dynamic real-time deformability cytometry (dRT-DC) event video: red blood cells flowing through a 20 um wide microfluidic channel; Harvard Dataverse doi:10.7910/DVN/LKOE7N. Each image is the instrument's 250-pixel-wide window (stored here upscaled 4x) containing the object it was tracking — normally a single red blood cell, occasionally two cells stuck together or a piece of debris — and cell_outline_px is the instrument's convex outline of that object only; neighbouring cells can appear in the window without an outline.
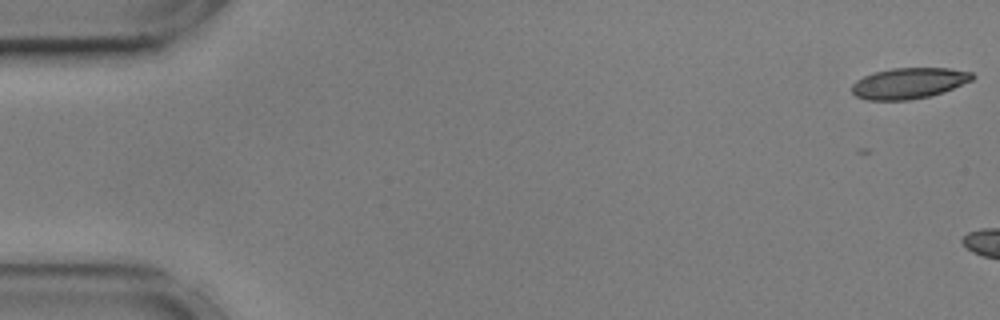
{"species": "common noctule bat (a hibernating species)", "species_latin": "Nyctalus noctula", "temperature_condition": "cold", "stored_images_in_passage": 6, "camera_frame_rate_fps": 3000, "um_per_image_px": 0.085, "animal": {"sex": "male", "body_mass_g": 17.9, "forearm_length_mm": 54.2}, "frame": {"image": 1, "passage_image": 1, "time_ms": 0.0, "image_size_px": [1000, 320], "cell_outline_px": [[976, 76], [972, 80], [952, 88], [928, 96], [908, 100], [864, 100], [856, 96], [852, 92], [852, 84], [856, 80], [872, 72], [892, 68], [948, 68], [972, 72]], "centroid_in_image_um": [77.21, 7.06], "position_along_channel_um": 7.8, "area_um2": 21.62}}